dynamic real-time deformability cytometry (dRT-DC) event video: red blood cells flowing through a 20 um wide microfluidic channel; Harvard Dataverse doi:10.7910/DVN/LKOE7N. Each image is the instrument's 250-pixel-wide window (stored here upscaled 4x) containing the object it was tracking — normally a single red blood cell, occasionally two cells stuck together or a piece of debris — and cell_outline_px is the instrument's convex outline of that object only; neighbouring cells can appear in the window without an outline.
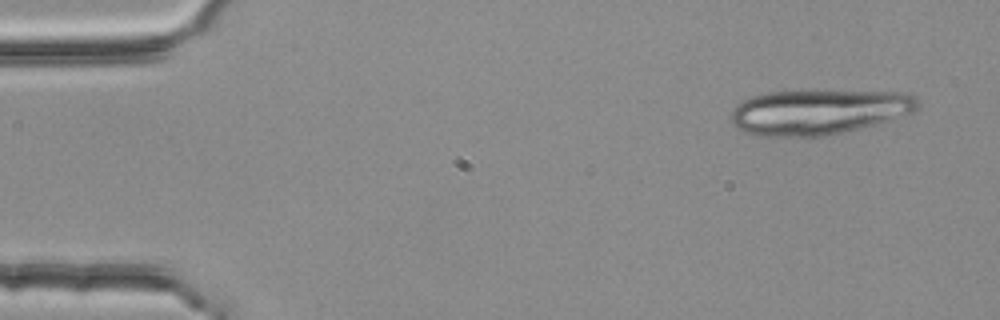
{"species": "common noctule bat (a hibernating species)", "species_latin": "Nyctalus noctula", "temperature_condition": "room temperature", "stored_images_in_passage": 4, "camera_frame_rate_fps": 3000, "um_per_image_px": 0.085, "animal": {"sex": "female", "body_mass_g": 25.1}, "frame": {"image": 1, "passage_image": 1, "time_ms": 0.0, "image_size_px": [1000, 320], "cell_outline_px": [[920, 108], [912, 112], [876, 124], [860, 128], [824, 136], [760, 136], [744, 132], [736, 128], [732, 120], [732, 108], [736, 104], [752, 96], [768, 92], [896, 92], [916, 96], [920, 104]], "centroid_in_image_um": [69.56, 9.53], "position_along_channel_um": 15.4, "area_um2": 48.38}}